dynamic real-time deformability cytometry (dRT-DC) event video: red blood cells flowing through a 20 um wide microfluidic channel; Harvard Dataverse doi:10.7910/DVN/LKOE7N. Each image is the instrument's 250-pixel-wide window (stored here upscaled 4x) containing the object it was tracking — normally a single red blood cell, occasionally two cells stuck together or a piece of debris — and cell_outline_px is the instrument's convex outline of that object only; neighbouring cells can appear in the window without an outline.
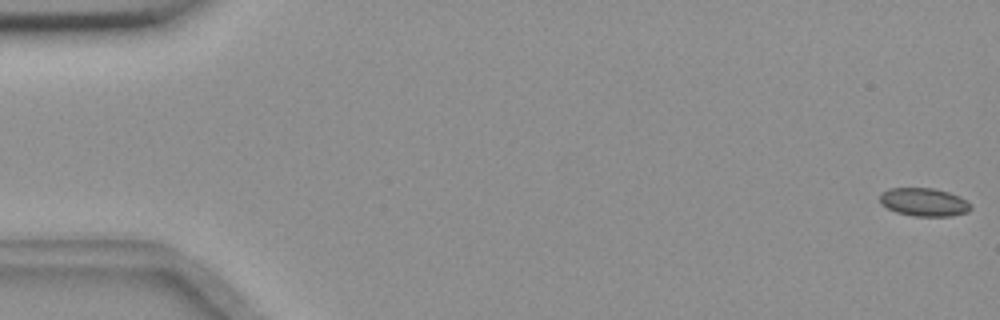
{"species": "common noctule bat (a hibernating species)", "species_latin": "Nyctalus noctula", "temperature_condition": "room temperature", "stored_images_in_passage": 57, "camera_frame_rate_fps": 3000, "um_per_image_px": 0.085, "animal": {"sex": "female", "body_mass_g": 18.4}, "frame": {"image": 1, "passage_image": 1, "time_ms": 0.0, "image_size_px": [1000, 320], "cell_outline_px": [[972, 208], [968, 212], [952, 216], [912, 216], [896, 212], [880, 204], [880, 192], [888, 188], [932, 188], [948, 192], [960, 196]], "centroid_in_image_um": [78.5, 17.18], "position_along_channel_um": 6.5, "area_um2": 14.97}}
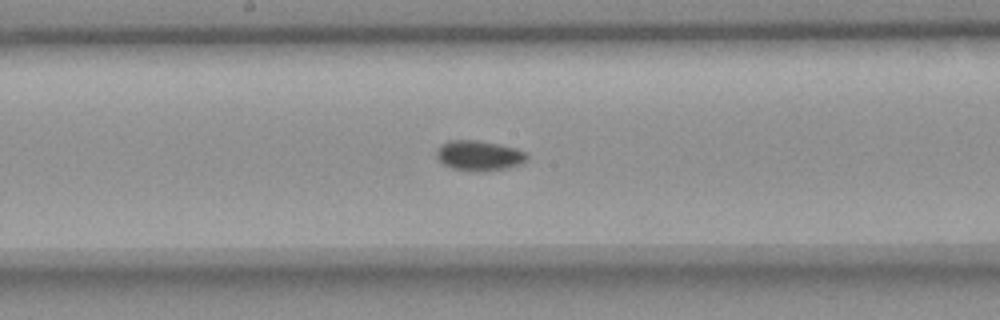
{"frame": {"image": 2, "passage_image": 30, "time_ms": 9.667, "image_size_px": [1000, 320], "cell_outline_px": [[528, 160], [520, 164], [508, 168], [476, 172], [472, 172], [452, 168], [444, 164], [436, 156], [436, 148], [440, 144], [448, 140], [480, 140], [500, 144], [516, 148], [528, 152]], "centroid_in_image_um": [40.73, 13.21], "position_along_channel_um": 207.5, "area_um2": 16.24}}
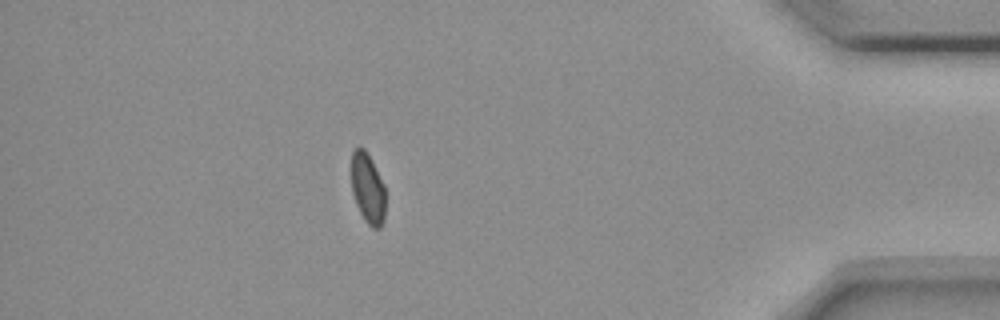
{"frame": {"image": 3, "passage_image": 50, "time_ms": 16.333, "image_size_px": [1000, 320], "cell_outline_px": [[384, 220], [380, 228], [372, 228], [364, 220], [356, 204], [352, 192], [352, 152], [360, 144], [364, 148], [372, 160], [384, 184]], "centroid_in_image_um": [31.25, 16.0], "position_along_channel_um": 403.9, "area_um2": 13.99}, "authors_computed_cell_mechanics": {"area_um2": 14.9702, "velocity_mm_per_s": 3.6324, "shape_relaxation_time_tau1_ms": null, "shape_relaxation_time_tau2_ms": 4.6339, "deformation_change_tau1": null, "deformation_change_tau2": 0.0634}}